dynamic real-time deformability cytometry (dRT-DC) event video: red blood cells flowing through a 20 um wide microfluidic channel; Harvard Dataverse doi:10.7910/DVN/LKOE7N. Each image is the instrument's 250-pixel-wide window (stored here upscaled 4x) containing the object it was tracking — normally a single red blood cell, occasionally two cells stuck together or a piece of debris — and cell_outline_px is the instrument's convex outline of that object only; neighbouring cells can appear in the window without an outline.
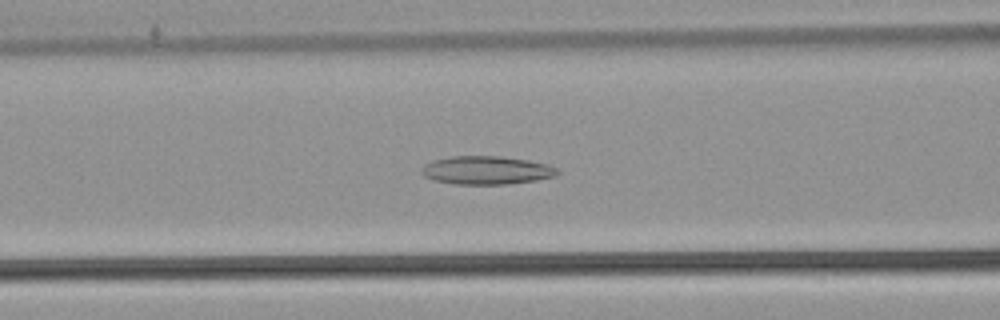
{"species": "common noctule bat (a hibernating species)", "species_latin": "Nyctalus noctula", "temperature_condition": "warm", "stored_images_in_passage": 54, "camera_frame_rate_fps": 3000, "um_per_image_px": 0.085, "animal": {"sex": "male", "body_mass_g": 21.5, "forearm_length_mm": 52.0}, "frame": {"image": 1, "passage_image": 23, "time_ms": 7.333, "image_size_px": [1000, 320], "cell_outline_px": [[560, 172], [556, 176], [536, 180], [504, 184], [456, 184], [436, 180], [424, 176], [420, 172], [420, 168], [424, 164], [432, 160], [452, 156], [500, 156], [528, 160], [548, 164], [556, 168]], "centroid_in_image_um": [41.34, 14.46], "position_along_channel_um": 125.3, "area_um2": 22.43}}
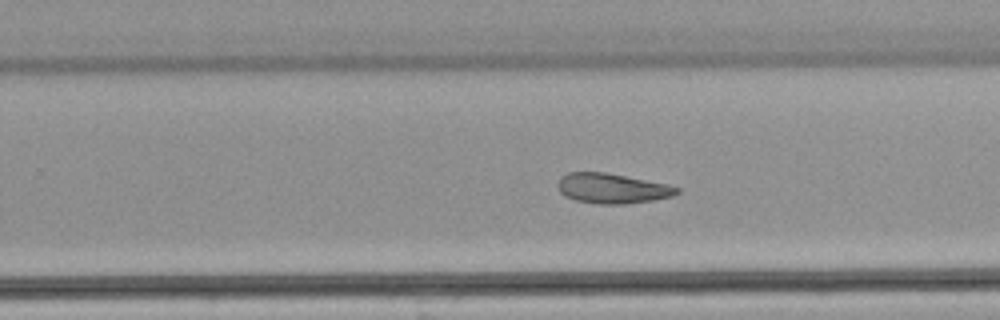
{"frame": {"image": 2, "passage_image": 35, "time_ms": 11.333, "image_size_px": [1000, 320], "cell_outline_px": [[680, 192], [672, 196], [652, 200], [624, 204], [596, 204], [576, 200], [564, 196], [560, 192], [556, 184], [568, 172], [604, 172], [668, 184], [680, 188]], "centroid_in_image_um": [52.03, 16.02], "position_along_channel_um": 277.8, "area_um2": 20.75}}
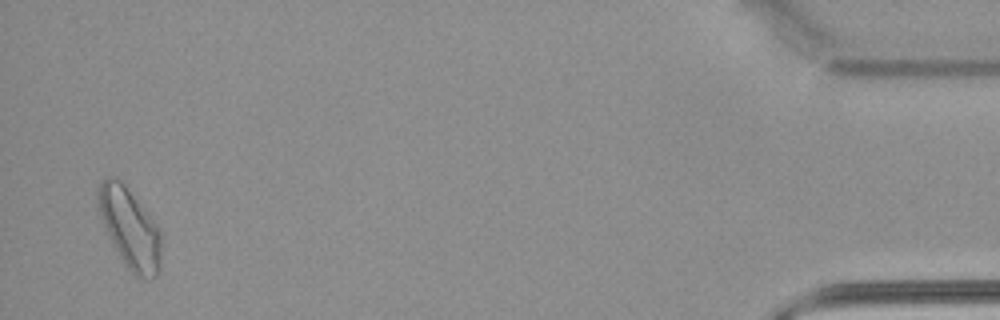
{"frame": {"image": 3, "passage_image": 53, "time_ms": 17.333, "image_size_px": [1000, 320], "cell_outline_px": [[160, 272], [156, 276], [136, 276], [124, 264], [112, 244], [104, 228], [96, 208], [96, 192], [100, 184], [108, 176], [116, 176], [124, 184], [144, 208], [160, 228]], "centroid_in_image_um": [10.98, 19.35], "position_along_channel_um": 424.2, "area_um2": 29.54}, "authors_computed_cell_mechanics": {"area_um2": 23.7847, "velocity_mm_per_s": 3.8223, "shape_relaxation_time_tau1_ms": null, "shape_relaxation_time_tau2_ms": 8.3325, "deformation_change_tau1": null, "deformation_change_tau2": 0.1726}}